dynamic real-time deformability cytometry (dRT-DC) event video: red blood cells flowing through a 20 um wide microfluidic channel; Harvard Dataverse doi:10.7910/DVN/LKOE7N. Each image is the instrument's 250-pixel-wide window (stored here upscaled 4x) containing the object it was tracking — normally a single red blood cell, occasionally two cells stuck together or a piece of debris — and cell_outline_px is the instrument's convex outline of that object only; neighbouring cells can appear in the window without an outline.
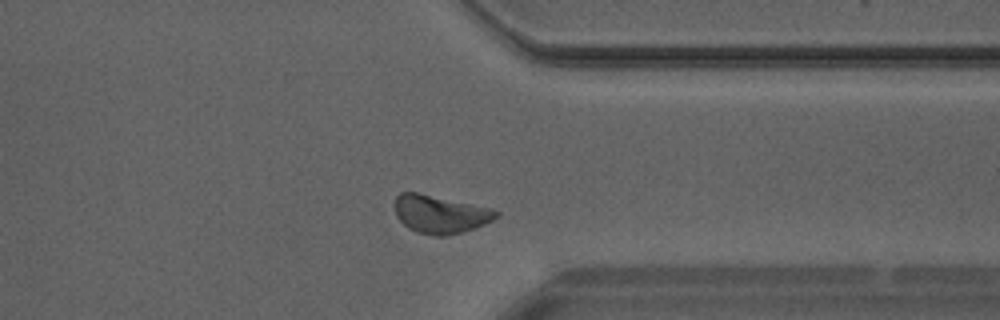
{"species": "Egyptian fruit bat (a non-hibernating species)", "species_latin": "Rousettus aegyptiacus", "temperature_condition": "warm", "stored_images_in_passage": 28, "camera_frame_rate_fps": 3000, "um_per_image_px": 0.085, "animal": {"sex": "male"}, "frame": {"image": 1, "passage_image": 20, "time_ms": 6.333, "image_size_px": [1000, 320], "cell_outline_px": [[500, 212], [492, 220], [476, 228], [448, 236], [436, 236], [416, 232], [408, 228], [396, 216], [396, 196], [400, 192], [416, 192], [492, 208]], "centroid_in_image_um": [37.42, 18.21], "position_along_channel_um": 374.0, "area_um2": 22.37}}